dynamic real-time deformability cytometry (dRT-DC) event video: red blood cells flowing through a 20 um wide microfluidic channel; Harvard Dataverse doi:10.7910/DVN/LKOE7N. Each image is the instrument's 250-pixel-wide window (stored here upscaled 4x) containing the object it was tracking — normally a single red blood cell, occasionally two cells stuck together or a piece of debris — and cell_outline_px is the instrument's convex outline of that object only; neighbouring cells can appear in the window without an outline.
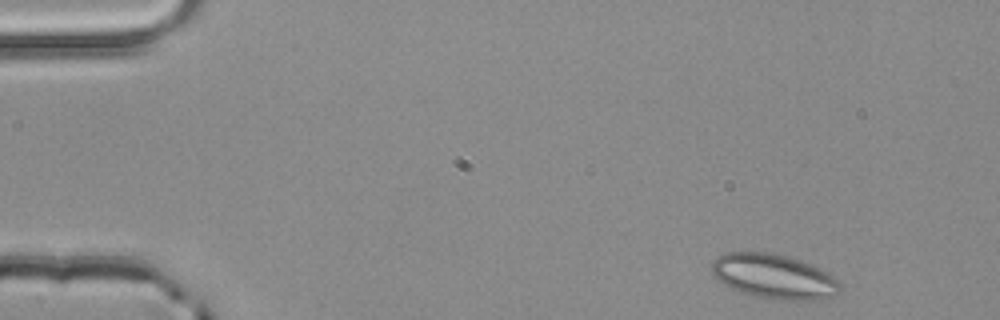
{"species": "common noctule bat (a hibernating species)", "species_latin": "Nyctalus noctula", "temperature_condition": "room temperature", "stored_images_in_passage": 3, "camera_frame_rate_fps": 3000, "um_per_image_px": 0.085, "animal": {"sex": "male", "body_mass_g": 20.4}, "frame": {"image": 1, "passage_image": 1, "time_ms": 0.0, "image_size_px": [1000, 320], "cell_outline_px": [[840, 292], [832, 296], [820, 300], [780, 300], [756, 296], [740, 292], [724, 284], [712, 272], [712, 264], [716, 256], [724, 252], [768, 252], [784, 256], [808, 264], [828, 272], [840, 284]], "centroid_in_image_um": [65.77, 23.51], "position_along_channel_um": 19.2, "area_um2": 33.0}}